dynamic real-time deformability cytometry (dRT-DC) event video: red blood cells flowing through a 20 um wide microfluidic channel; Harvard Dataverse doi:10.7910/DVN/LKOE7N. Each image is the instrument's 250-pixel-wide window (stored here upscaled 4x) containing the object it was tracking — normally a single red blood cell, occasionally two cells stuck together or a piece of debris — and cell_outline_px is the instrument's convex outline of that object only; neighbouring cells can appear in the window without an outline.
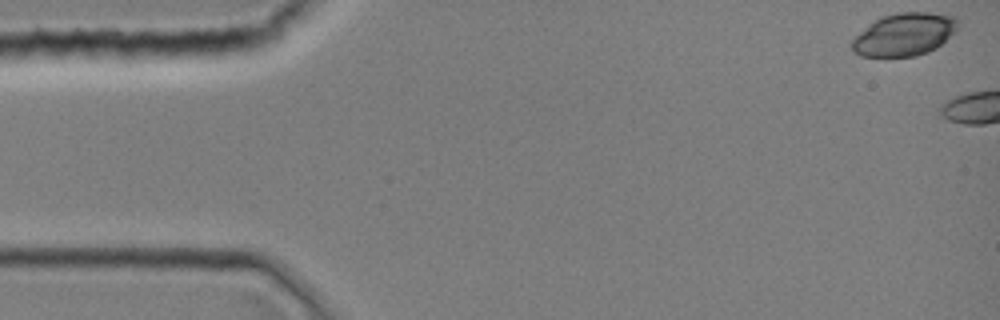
{"species": "common noctule bat (a hibernating species)", "species_latin": "Nyctalus noctula", "temperature_condition": "room temperature", "stored_images_in_passage": 3, "camera_frame_rate_fps": 3000, "um_per_image_px": 0.085, "animal": {"sex": "female", "body_mass_g": 19.0, "forearm_length_mm": 51.5}, "frame": {"image": 1, "passage_image": 1, "time_ms": 0.0, "image_size_px": [1000, 320], "cell_outline_px": [[960, 24], [956, 32], [936, 48], [928, 52], [916, 56], [860, 56], [852, 52], [852, 36], [876, 20], [884, 16], [896, 12], [928, 12], [956, 16]], "centroid_in_image_um": [76.89, 2.92], "position_along_channel_um": 8.1, "area_um2": 26.65}}